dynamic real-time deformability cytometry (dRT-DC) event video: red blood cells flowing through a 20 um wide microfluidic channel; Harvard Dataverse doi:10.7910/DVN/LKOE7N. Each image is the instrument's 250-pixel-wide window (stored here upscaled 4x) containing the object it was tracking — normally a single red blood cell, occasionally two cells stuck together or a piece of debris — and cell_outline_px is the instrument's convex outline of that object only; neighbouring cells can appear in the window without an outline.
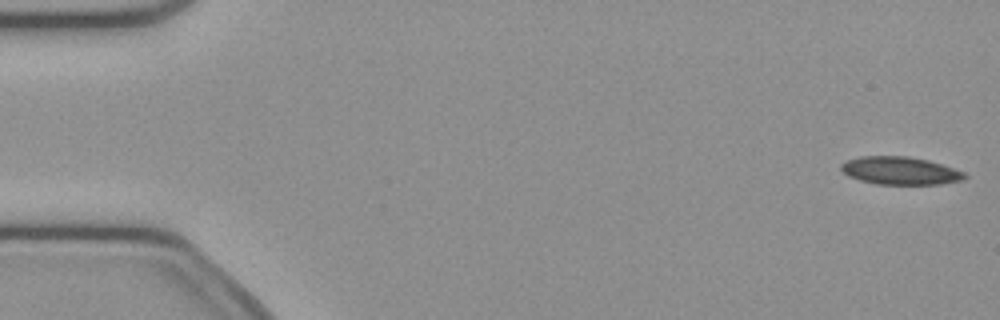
{"species": "common noctule bat (a hibernating species)", "species_latin": "Nyctalus noctula", "temperature_condition": "cold", "stored_images_in_passage": 52, "camera_frame_rate_fps": 3000, "um_per_image_px": 0.085, "animal": {"sex": "female", "body_mass_g": 21.9}, "frame": {"image": 1, "passage_image": 1, "time_ms": 0.0, "image_size_px": [1000, 320], "cell_outline_px": [[968, 176], [960, 180], [936, 184], [876, 184], [860, 180], [844, 172], [840, 168], [840, 164], [848, 160], [864, 156], [904, 156], [928, 160], [964, 172]], "centroid_in_image_um": [76.5, 14.5], "position_along_channel_um": 8.5, "area_um2": 19.59}}
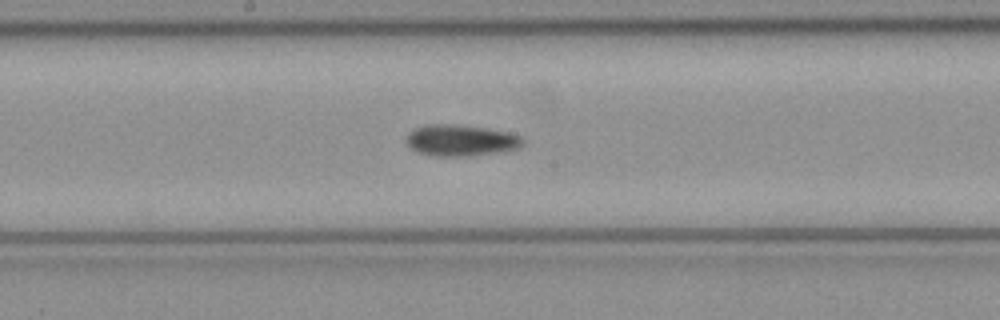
{"frame": {"image": 2, "passage_image": 27, "time_ms": 8.667, "image_size_px": [1000, 320], "cell_outline_px": [[524, 140], [516, 148], [500, 152], [468, 156], [436, 156], [420, 152], [412, 148], [408, 144], [408, 132], [416, 128], [428, 124], [456, 124], [484, 128], [504, 132], [520, 136]], "centroid_in_image_um": [39.14, 11.93], "position_along_channel_um": 209.1, "area_um2": 20.75}}
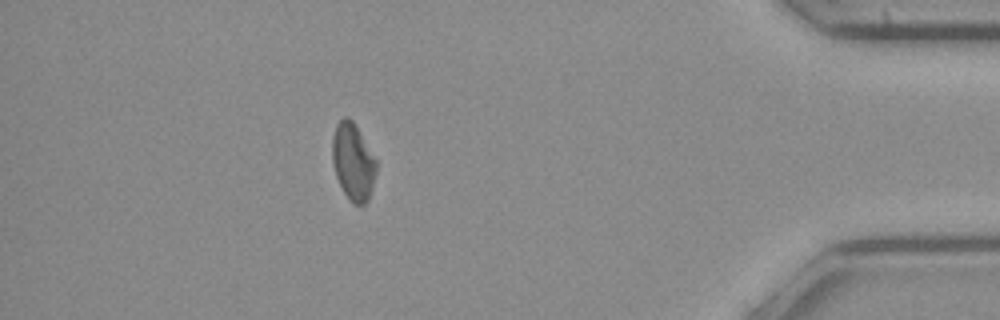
{"frame": {"image": 3, "passage_image": 46, "time_ms": 15.0, "image_size_px": [1000, 320], "cell_outline_px": [[376, 168], [368, 200], [364, 204], [352, 204], [344, 192], [336, 176], [332, 160], [332, 136], [336, 124], [344, 116], [348, 116], [352, 120], [376, 160]], "centroid_in_image_um": [29.98, 13.73], "position_along_channel_um": 405.2, "area_um2": 19.36}, "authors_computed_cell_mechanics": {"area_um2": 20.0277, "velocity_mm_per_s": 3.9031, "shape_relaxation_time_tau1_ms": 5.8606, "shape_relaxation_time_tau2_ms": 5.2821, "deformation_change_tau1": 0.1327, "deformation_change_tau2": 0.1361}}